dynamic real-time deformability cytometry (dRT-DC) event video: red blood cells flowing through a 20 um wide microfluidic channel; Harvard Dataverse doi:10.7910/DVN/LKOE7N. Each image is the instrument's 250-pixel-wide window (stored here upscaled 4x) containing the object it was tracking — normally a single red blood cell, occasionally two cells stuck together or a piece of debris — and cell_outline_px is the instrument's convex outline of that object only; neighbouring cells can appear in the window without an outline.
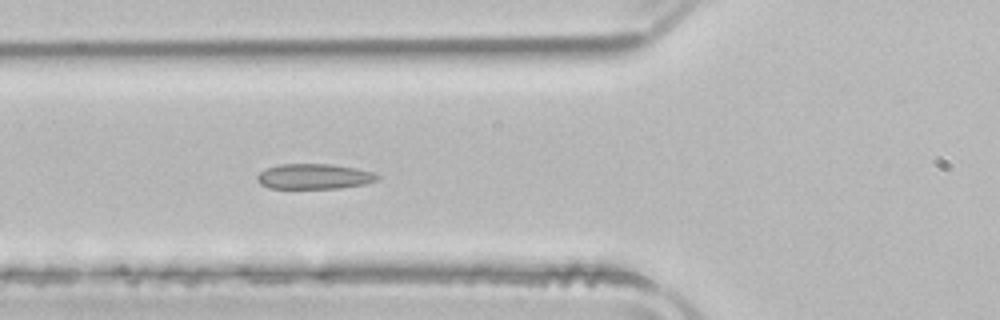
{"species": "common noctule bat (a hibernating species)", "species_latin": "Nyctalus noctula", "temperature_condition": "room temperature", "stored_images_in_passage": 6, "camera_frame_rate_fps": 3000, "um_per_image_px": 0.085, "animal": {"sex": "male", "body_mass_g": 21.5, "forearm_length_mm": 52.0}, "frame": {"image": 1, "passage_image": 6, "time_ms": 1.667, "image_size_px": [1000, 320], "cell_outline_px": [[380, 176], [376, 180], [364, 184], [340, 188], [268, 188], [260, 184], [256, 180], [256, 176], [260, 172], [268, 168], [280, 164], [332, 164], [356, 168], [372, 172]], "centroid_in_image_um": [26.68, 15.0], "position_along_channel_um": 99.1, "area_um2": 17.63}}